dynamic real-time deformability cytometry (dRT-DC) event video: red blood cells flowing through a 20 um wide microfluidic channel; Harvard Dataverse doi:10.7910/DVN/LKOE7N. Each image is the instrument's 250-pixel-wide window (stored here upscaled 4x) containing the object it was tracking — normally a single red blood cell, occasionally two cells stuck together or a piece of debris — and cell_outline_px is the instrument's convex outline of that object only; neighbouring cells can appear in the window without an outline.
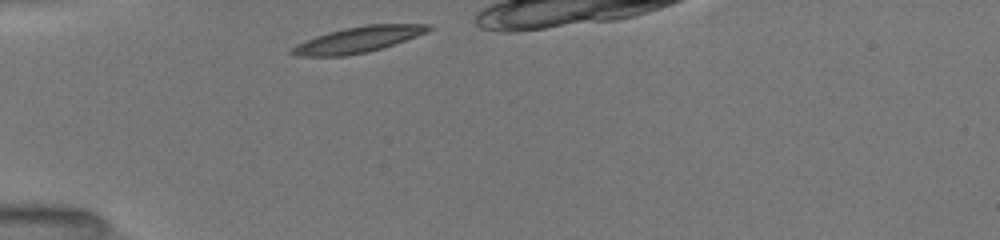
{"species": "common noctule bat (a hibernating species)", "species_latin": "Nyctalus noctula", "temperature_condition": "room temperature", "stored_images_in_passage": 28, "camera_frame_rate_fps": 3000, "um_per_image_px": 0.085, "animal": {"sex": "female", "body_mass_g": 19.5, "forearm_length_mm": 54.1}, "frame": {"image": 1, "passage_image": 1, "time_ms": 0.0, "image_size_px": [1000, 240], "cell_outline_px": [[432, 28], [428, 32], [368, 52], [344, 56], [296, 56], [288, 52], [288, 48], [304, 40], [328, 32], [344, 28], [368, 24], [432, 24]], "centroid_in_image_um": [30.37, 3.36], "position_along_channel_um": 54.6, "area_um2": 20.58}}
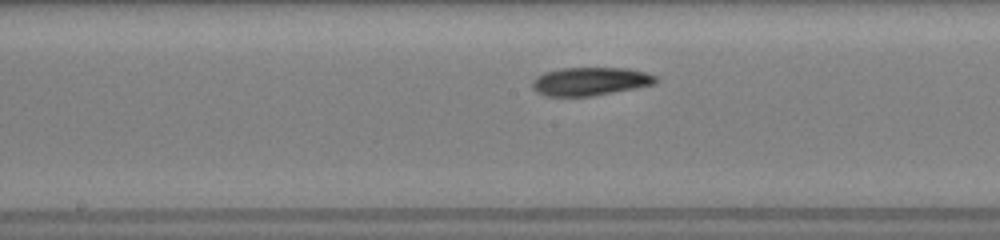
{"frame": {"image": 2, "passage_image": 13, "time_ms": 4.0, "image_size_px": [1000, 240], "cell_outline_px": [[660, 80], [656, 84], [636, 88], [592, 96], [548, 96], [536, 92], [532, 88], [532, 80], [536, 76], [544, 72], [564, 68], [628, 68], [644, 72], [656, 76]], "centroid_in_image_um": [50.18, 6.92], "position_along_channel_um": 198.0, "area_um2": 20.46}}
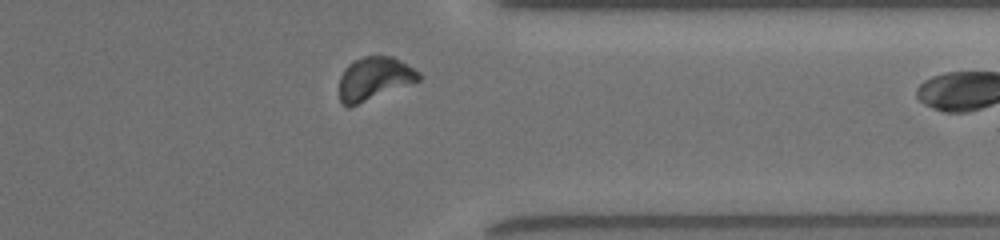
{"frame": {"image": 3, "passage_image": 27, "time_ms": 8.667, "image_size_px": [1000, 240], "cell_outline_px": [[420, 80], [348, 108], [340, 100], [340, 76], [344, 68], [352, 60], [364, 56], [392, 56], [400, 60], [420, 72]], "centroid_in_image_um": [31.79, 6.66], "position_along_channel_um": 379.6, "area_um2": 19.88}}